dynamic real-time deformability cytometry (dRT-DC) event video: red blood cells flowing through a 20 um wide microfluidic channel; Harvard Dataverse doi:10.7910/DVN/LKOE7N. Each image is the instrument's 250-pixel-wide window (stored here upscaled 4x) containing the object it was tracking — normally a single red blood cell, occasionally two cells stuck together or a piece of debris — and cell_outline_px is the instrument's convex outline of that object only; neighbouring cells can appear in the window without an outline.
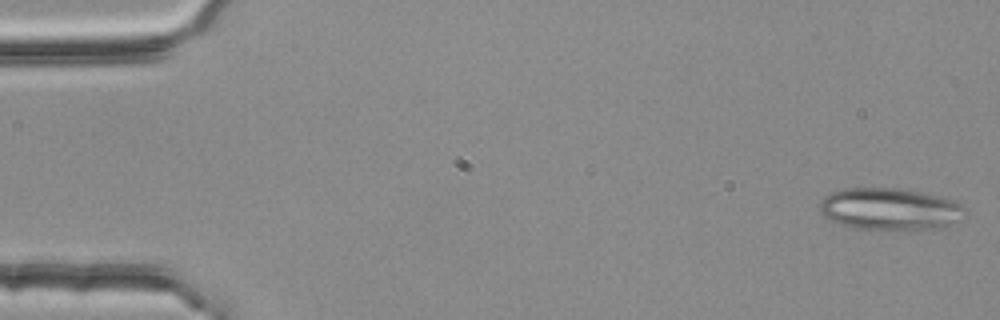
{"species": "common noctule bat (a hibernating species)", "species_latin": "Nyctalus noctula", "temperature_condition": "room temperature", "stored_images_in_passage": 11, "camera_frame_rate_fps": 3000, "um_per_image_px": 0.085, "animal": {"sex": "female", "body_mass_g": 25.1}, "frame": {"image": 1, "passage_image": 1, "time_ms": 0.0, "image_size_px": [1000, 320], "cell_outline_px": [[964, 208], [952, 224], [936, 228], [912, 232], [888, 232], [856, 228], [840, 224], [824, 216], [820, 212], [820, 200], [824, 196], [832, 192], [844, 188], [896, 188], [920, 192], [940, 196], [956, 200]], "centroid_in_image_um": [75.6, 17.81], "position_along_channel_um": 9.4, "area_um2": 36.18}}